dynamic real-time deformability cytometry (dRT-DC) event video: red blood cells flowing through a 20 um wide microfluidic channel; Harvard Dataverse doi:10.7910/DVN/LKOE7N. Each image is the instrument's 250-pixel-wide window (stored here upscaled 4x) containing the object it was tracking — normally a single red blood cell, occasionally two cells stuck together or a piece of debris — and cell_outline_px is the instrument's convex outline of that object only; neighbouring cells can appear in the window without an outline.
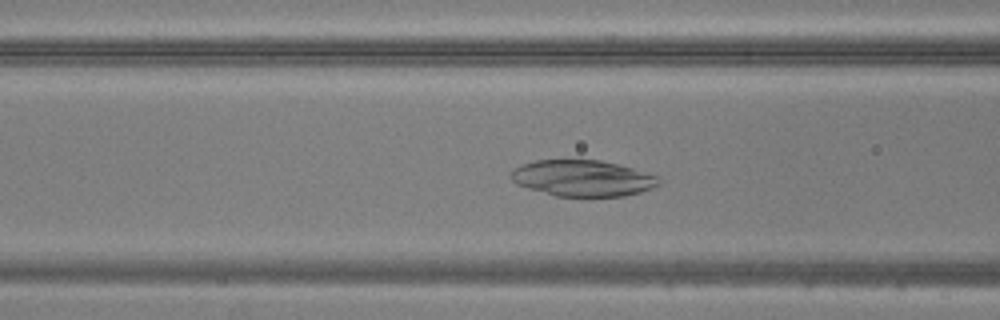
{"species": "common noctule bat (a hibernating species)", "species_latin": "Nyctalus noctula", "temperature_condition": "warm", "stored_images_in_passage": 47, "camera_frame_rate_fps": 3000, "um_per_image_px": 0.085, "animal": {"sex": "male", "body_mass_g": 20.5, "forearm_length_mm": 52.5}, "frame": {"image": 1, "passage_image": 17, "time_ms": 5.333, "image_size_px": [1000, 320], "cell_outline_px": [[660, 184], [652, 188], [640, 192], [624, 196], [556, 196], [528, 188], [516, 184], [512, 180], [512, 168], [520, 164], [536, 160], [600, 160], [632, 168], [656, 176], [660, 180]], "centroid_in_image_um": [49.5, 15.14], "position_along_channel_um": 117.1, "area_um2": 30.98}}
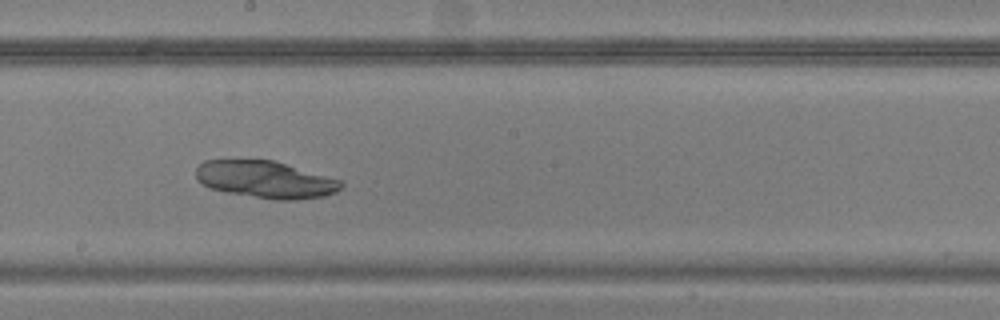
{"frame": {"image": 2, "passage_image": 25, "time_ms": 8.0, "image_size_px": [1000, 320], "cell_outline_px": [[344, 184], [336, 192], [324, 196], [296, 200], [276, 200], [228, 192], [212, 188], [196, 180], [196, 168], [204, 160], [272, 160], [344, 180]], "centroid_in_image_um": [22.61, 15.26], "position_along_channel_um": 225.6, "area_um2": 31.33}}
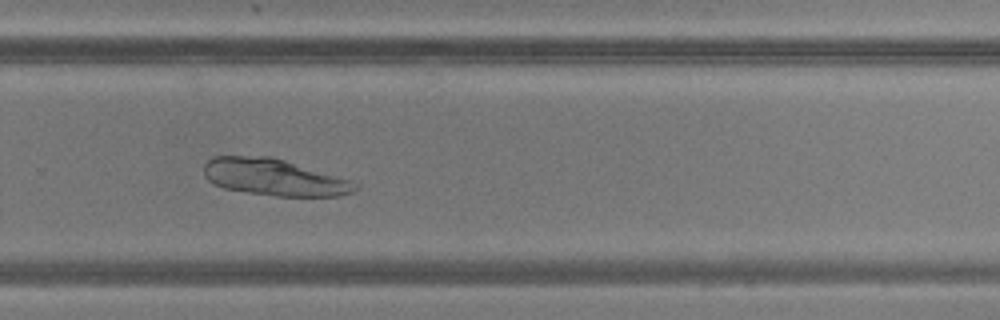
{"frame": {"image": 3, "passage_image": 31, "time_ms": 10.0, "image_size_px": [1000, 320], "cell_outline_px": [[356, 188], [352, 192], [336, 196], [276, 196], [248, 192], [224, 188], [208, 180], [204, 176], [204, 164], [212, 156], [272, 156], [352, 180], [356, 184]], "centroid_in_image_um": [23.28, 15.05], "position_along_channel_um": 306.5, "area_um2": 32.25}}